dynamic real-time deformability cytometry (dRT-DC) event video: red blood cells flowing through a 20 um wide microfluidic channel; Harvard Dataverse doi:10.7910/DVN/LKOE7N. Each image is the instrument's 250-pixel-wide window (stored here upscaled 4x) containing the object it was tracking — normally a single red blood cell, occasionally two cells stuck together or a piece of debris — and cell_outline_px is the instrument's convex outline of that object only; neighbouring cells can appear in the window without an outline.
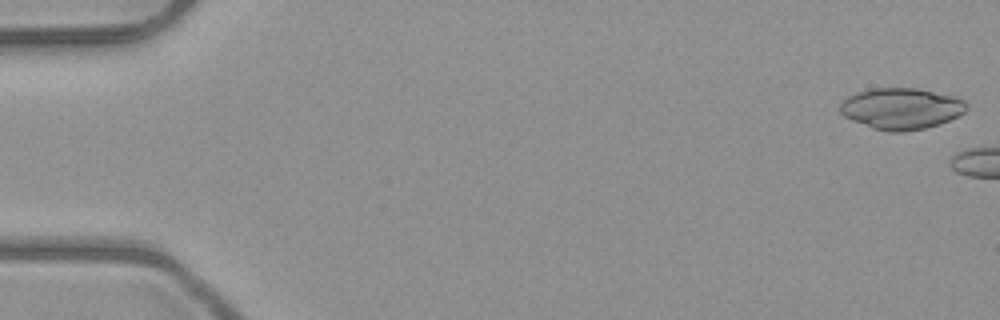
{"species": "common noctule bat (a hibernating species)", "species_latin": "Nyctalus noctula", "temperature_condition": "room temperature", "stored_images_in_passage": 2, "camera_frame_rate_fps": 3000, "um_per_image_px": 0.085, "animal": {"sex": "male", "body_mass_g": 23.1, "forearm_length_mm": 52.7}, "frame": {"image": 1, "passage_image": 1, "time_ms": 0.0, "image_size_px": [1000, 320], "cell_outline_px": [[968, 108], [960, 116], [940, 124], [924, 128], [900, 132], [888, 132], [872, 128], [852, 120], [844, 116], [840, 112], [840, 104], [848, 96], [872, 88], [916, 88], [952, 96], [964, 100], [968, 104]], "centroid_in_image_um": [76.63, 9.24], "position_along_channel_um": 8.4, "area_um2": 30.35}}